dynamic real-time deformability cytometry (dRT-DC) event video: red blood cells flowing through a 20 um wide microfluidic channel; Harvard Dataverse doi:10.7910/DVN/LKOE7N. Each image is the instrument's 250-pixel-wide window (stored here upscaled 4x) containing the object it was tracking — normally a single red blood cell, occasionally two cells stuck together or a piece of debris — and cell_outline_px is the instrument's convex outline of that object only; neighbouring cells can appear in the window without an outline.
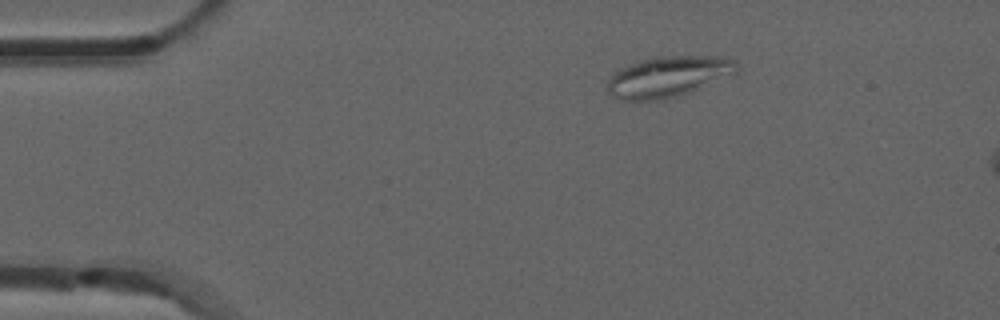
{"species": "common noctule bat (a hibernating species)", "species_latin": "Nyctalus noctula", "temperature_condition": "room temperature", "stored_images_in_passage": 8, "camera_frame_rate_fps": 3000, "um_per_image_px": 0.085, "animal": {"sex": "male", "forearm_length_mm": 52.5}, "frame": {"image": 1, "passage_image": 1, "time_ms": 0.0, "image_size_px": [1000, 320], "cell_outline_px": [[736, 72], [692, 92], [660, 100], [620, 100], [612, 96], [608, 92], [608, 80], [620, 68], [640, 60], [656, 56], [720, 56], [732, 60], [736, 64]], "centroid_in_image_um": [56.77, 6.52], "position_along_channel_um": 28.2, "area_um2": 30.46}}
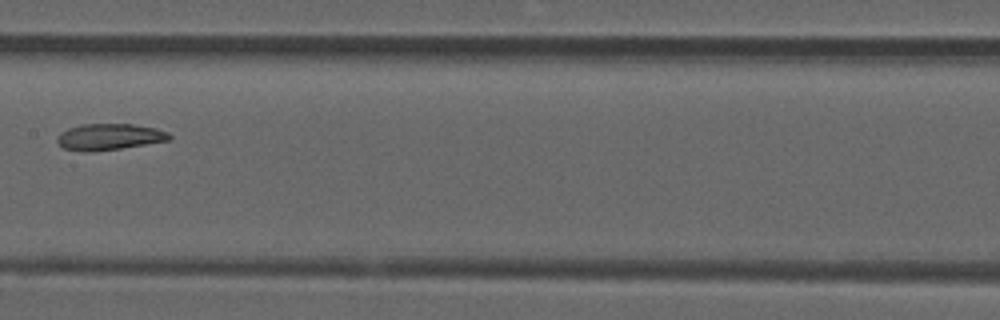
{"frame": {"image": 2, "passage_image": 6, "time_ms": 1.667, "image_size_px": [1000, 320], "cell_outline_px": [[172, 140], [120, 148], [92, 152], [84, 152], [64, 148], [56, 140], [56, 136], [60, 132], [68, 128], [80, 124], [132, 124], [156, 128], [168, 132], [172, 136]], "centroid_in_image_um": [9.29, 11.63], "position_along_channel_um": 198.1, "area_um2": 17.34}}
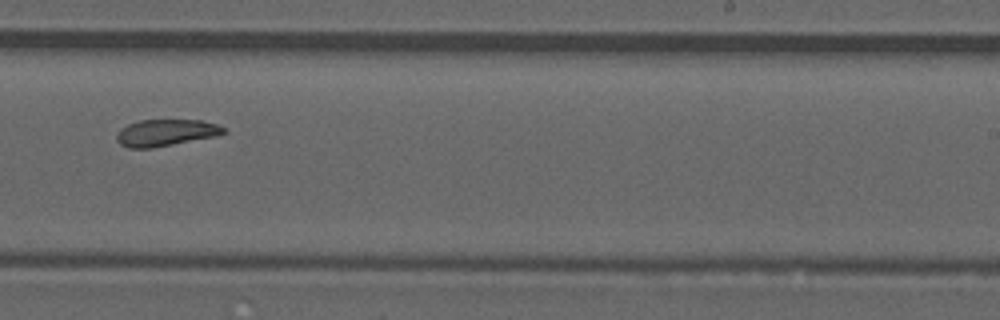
{"frame": {"image": 3, "passage_image": 8, "time_ms": 2.333, "image_size_px": [1000, 320], "cell_outline_px": [[228, 132], [220, 136], [152, 148], [128, 148], [120, 144], [116, 140], [116, 136], [120, 128], [128, 124], [140, 120], [200, 120], [216, 124], [224, 128]], "centroid_in_image_um": [14.11, 11.29], "position_along_channel_um": 274.9, "area_um2": 16.88}}